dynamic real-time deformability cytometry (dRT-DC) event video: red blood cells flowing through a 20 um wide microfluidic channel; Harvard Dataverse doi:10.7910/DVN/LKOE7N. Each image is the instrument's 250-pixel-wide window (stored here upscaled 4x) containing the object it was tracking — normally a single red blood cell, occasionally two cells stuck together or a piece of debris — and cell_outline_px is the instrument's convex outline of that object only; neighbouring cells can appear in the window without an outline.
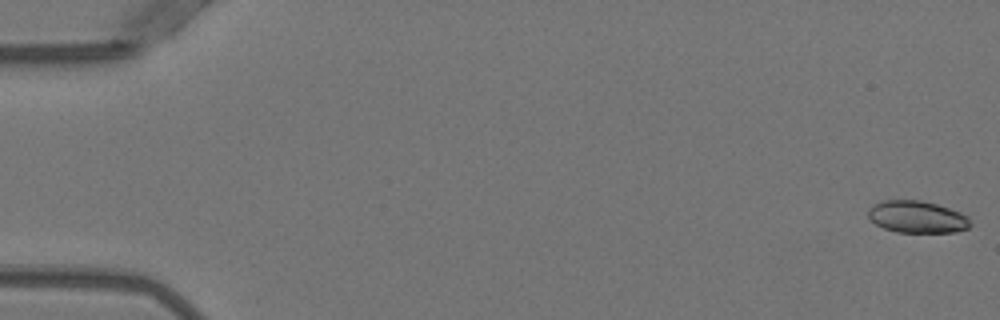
{"species": "Egyptian fruit bat (a non-hibernating species)", "species_latin": "Rousettus aegyptiacus", "temperature_condition": "warm", "stored_images_in_passage": 53, "segment_of_instrument_passage": [1, 2], "camera_frame_rate_fps": 3000, "um_per_image_px": 0.085, "animal": {"sex": "female"}, "frame": {"image": 1, "passage_image": 1, "time_ms": 0.0, "image_size_px": [1000, 320], "cell_outline_px": [[972, 224], [968, 228], [956, 232], [896, 232], [884, 228], [876, 224], [868, 216], [868, 212], [872, 204], [884, 200], [920, 200], [936, 204], [960, 212], [968, 216]], "centroid_in_image_um": [77.97, 18.44], "position_along_channel_um": 7.0, "area_um2": 19.07}}
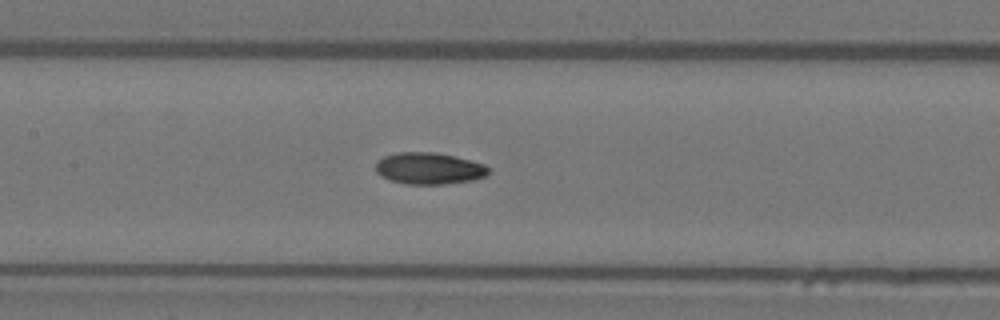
{"frame": {"image": 2, "passage_image": 25, "time_ms": 8.0, "image_size_px": [1000, 320], "cell_outline_px": [[488, 172], [484, 176], [472, 180], [444, 184], [404, 184], [392, 180], [376, 172], [376, 164], [384, 156], [396, 152], [432, 152], [452, 156], [484, 164], [488, 168]], "centroid_in_image_um": [36.45, 14.31], "position_along_channel_um": 171.0, "area_um2": 20.4}}
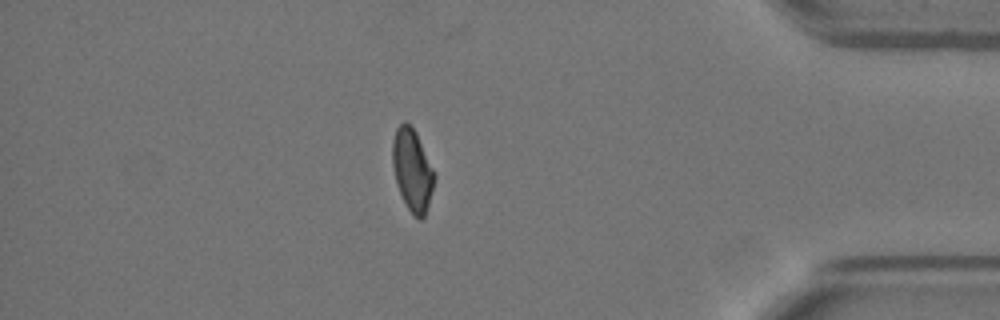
{"frame": {"image": 3, "passage_image": 45, "time_ms": 14.667, "image_size_px": [1000, 320], "cell_outline_px": [[436, 176], [428, 204], [424, 216], [420, 220], [408, 208], [396, 184], [392, 164], [392, 140], [396, 128], [404, 120], [416, 132]], "centroid_in_image_um": [35.02, 14.41], "position_along_channel_um": 400.2, "area_um2": 19.71}}